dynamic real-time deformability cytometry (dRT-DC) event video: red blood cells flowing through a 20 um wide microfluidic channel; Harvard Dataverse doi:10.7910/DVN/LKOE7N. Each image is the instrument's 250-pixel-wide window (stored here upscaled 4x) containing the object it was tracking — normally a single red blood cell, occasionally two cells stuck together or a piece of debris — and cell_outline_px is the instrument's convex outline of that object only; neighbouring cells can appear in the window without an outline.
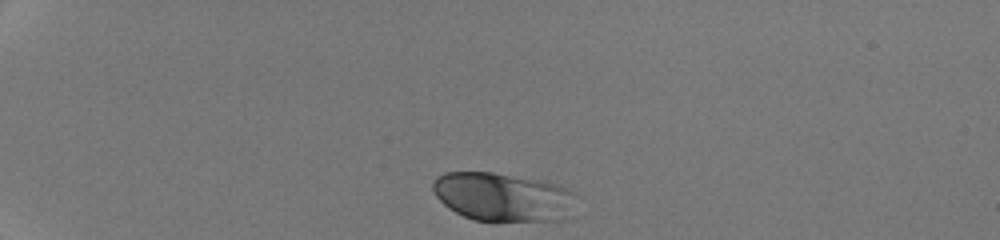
{"species": "human", "species_latin": "Homo sapiens", "temperature_condition": "room temperature", "stored_images_in_passage": 32, "camera_frame_rate_fps": 3000, "um_per_image_px": 0.085, "donor": {"sex": "male"}, "frame": {"image": 1, "passage_image": 1, "time_ms": 0.0, "image_size_px": [1000, 240], "cell_outline_px": [[580, 196], [568, 220], [472, 220], [448, 208], [436, 196], [432, 188], [432, 180], [436, 176], [444, 172], [492, 172], [540, 180], [560, 184], [576, 192]], "centroid_in_image_um": [42.82, 16.73], "position_along_channel_um": 42.2, "area_um2": 41.27}}
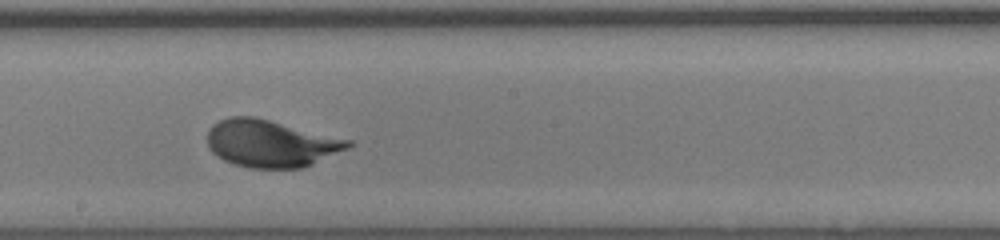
{"frame": {"image": 2, "passage_image": 19, "time_ms": 6.0, "image_size_px": [1000, 240], "cell_outline_px": [[356, 144], [348, 148], [304, 168], [248, 168], [232, 164], [216, 156], [208, 148], [208, 128], [212, 124], [228, 116], [252, 116], [352, 140]], "centroid_in_image_um": [23.0, 12.2], "position_along_channel_um": 225.2, "area_um2": 38.9}}
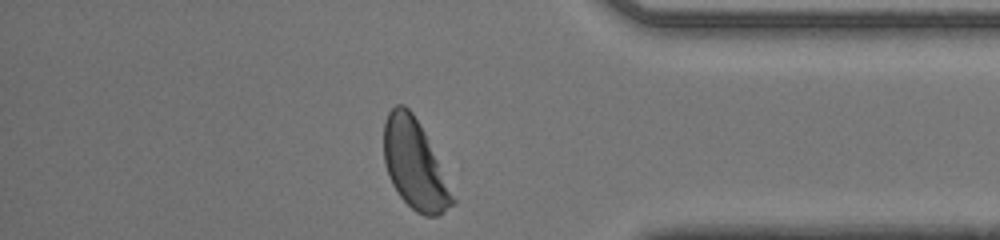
{"frame": {"image": 3, "passage_image": 32, "time_ms": 10.333, "image_size_px": [1000, 240], "cell_outline_px": [[456, 200], [452, 204], [436, 216], [424, 216], [416, 212], [400, 196], [392, 184], [388, 176], [384, 164], [384, 120], [388, 112], [396, 104], [404, 104], [412, 112], [424, 132]], "centroid_in_image_um": [35.2, 13.96], "position_along_channel_um": 400.0, "area_um2": 35.08}, "authors_computed_cell_mechanics": {"area_um2": 38.2058, "velocity_mm_per_s": 4.2601, "shape_relaxation_time_tau1_ms": 2.049, "shape_relaxation_time_tau2_ms": null, "deformation_change_tau1": 0.1305, "deformation_change_tau2": null}}